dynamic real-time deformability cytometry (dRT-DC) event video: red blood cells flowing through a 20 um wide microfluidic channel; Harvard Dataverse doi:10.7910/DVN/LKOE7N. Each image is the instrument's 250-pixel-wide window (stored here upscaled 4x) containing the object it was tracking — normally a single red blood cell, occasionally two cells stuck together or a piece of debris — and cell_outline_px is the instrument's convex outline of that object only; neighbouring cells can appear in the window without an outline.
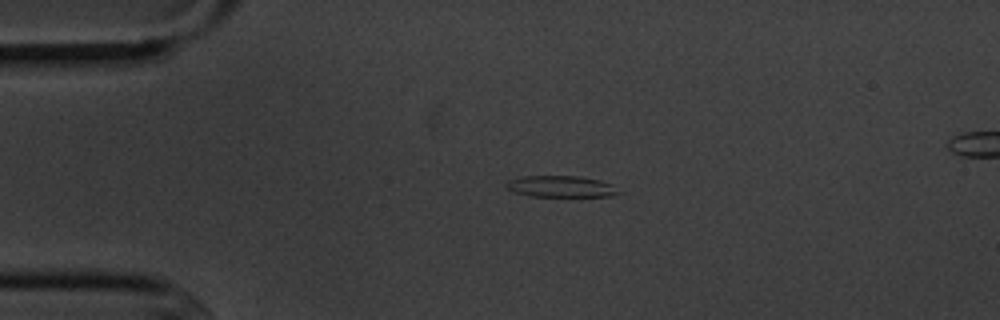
{"species": "common noctule bat (a hibernating species)", "species_latin": "Nyctalus noctula", "temperature_condition": "cold", "stored_images_in_passage": 3, "segment_of_instrument_passage": [1, 2], "camera_frame_rate_fps": 3000, "um_per_image_px": 0.085, "animal": {"sex": "male", "body_mass_g": 20.1, "forearm_length_mm": 53.5}, "frame": {"image": 1, "passage_image": 1, "time_ms": 0.0, "image_size_px": [1000, 320], "cell_outline_px": [[620, 192], [612, 196], [528, 196], [512, 192], [504, 184], [508, 180], [524, 176], [580, 176], [600, 180], [612, 184]], "centroid_in_image_um": [47.65, 15.85], "position_along_channel_um": 37.4, "area_um2": 14.05}}